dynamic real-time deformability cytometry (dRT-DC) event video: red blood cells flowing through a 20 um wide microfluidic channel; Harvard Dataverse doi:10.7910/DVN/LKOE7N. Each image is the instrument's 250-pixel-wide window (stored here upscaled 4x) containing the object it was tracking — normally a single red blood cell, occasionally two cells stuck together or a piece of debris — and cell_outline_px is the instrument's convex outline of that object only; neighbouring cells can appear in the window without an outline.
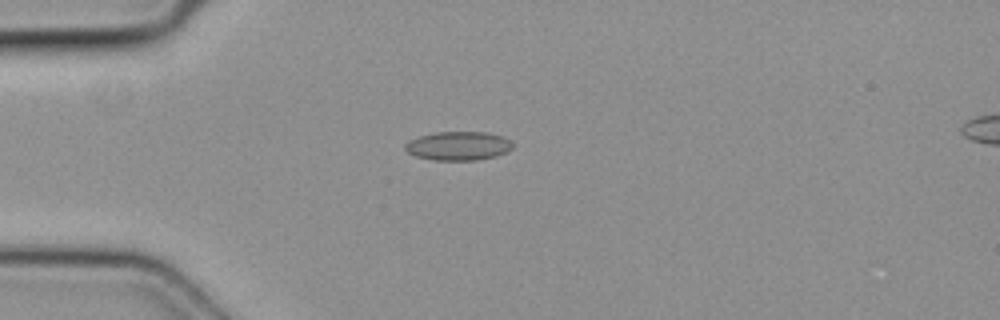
{"species": "common noctule bat (a hibernating species)", "species_latin": "Nyctalus noctula", "temperature_condition": "cold", "stored_images_in_passage": 5, "camera_frame_rate_fps": 3000, "um_per_image_px": 0.085, "animal": {"sex": "female", "body_mass_g": 19.3, "forearm_length_mm": 54.1}, "frame": {"image": 1, "passage_image": 3, "time_ms": 0.667, "image_size_px": [1000, 320], "cell_outline_px": [[512, 148], [508, 152], [496, 156], [476, 160], [432, 160], [416, 156], [408, 152], [404, 148], [404, 144], [408, 140], [420, 136], [436, 132], [484, 132], [504, 136], [512, 140]], "centroid_in_image_um": [38.97, 12.4], "position_along_channel_um": 46.0, "area_um2": 18.21}}
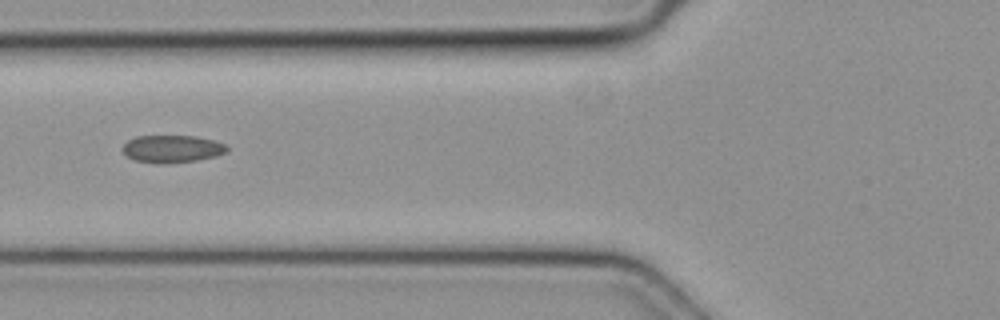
{"frame": {"image": 2, "passage_image": 5, "time_ms": 1.333, "image_size_px": [1000, 320], "cell_outline_px": [[228, 148], [224, 152], [216, 156], [196, 160], [164, 164], [136, 160], [128, 156], [120, 148], [128, 140], [136, 136], [196, 136], [228, 144]], "centroid_in_image_um": [14.63, 12.64], "position_along_channel_um": 111.2, "area_um2": 16.59}}